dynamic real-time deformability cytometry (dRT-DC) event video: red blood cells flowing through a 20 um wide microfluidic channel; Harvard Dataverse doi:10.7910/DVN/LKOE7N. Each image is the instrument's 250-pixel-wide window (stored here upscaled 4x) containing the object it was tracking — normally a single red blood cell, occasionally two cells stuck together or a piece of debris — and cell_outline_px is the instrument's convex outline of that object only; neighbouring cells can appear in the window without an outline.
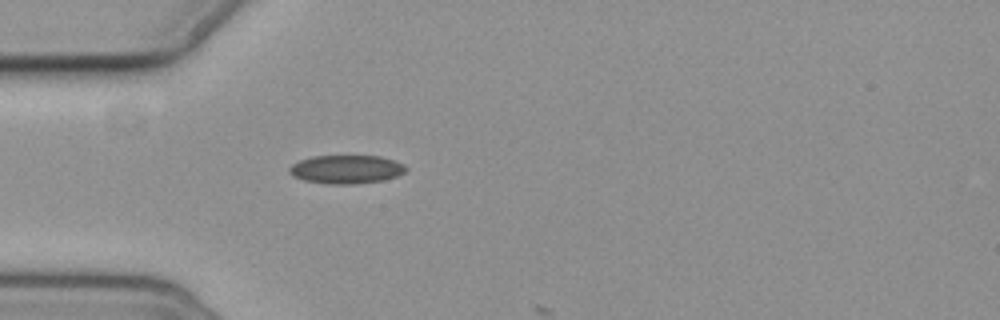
{"species": "common noctule bat (a hibernating species)", "species_latin": "Nyctalus noctula", "temperature_condition": "cold", "stored_images_in_passage": 1, "camera_frame_rate_fps": 3000, "um_per_image_px": 0.085, "animal": {"sex": "female", "body_mass_g": 19.3, "forearm_length_mm": 54.1}, "frame": {"image": 1, "passage_image": 1, "time_ms": 0.0, "image_size_px": [1000, 320], "cell_outline_px": [[408, 168], [404, 172], [396, 176], [384, 180], [356, 184], [328, 184], [304, 180], [292, 176], [288, 172], [288, 168], [292, 164], [300, 160], [312, 156], [380, 156], [396, 160], [404, 164]], "centroid_in_image_um": [29.44, 14.39], "position_along_channel_um": 55.6, "area_um2": 19.54}}